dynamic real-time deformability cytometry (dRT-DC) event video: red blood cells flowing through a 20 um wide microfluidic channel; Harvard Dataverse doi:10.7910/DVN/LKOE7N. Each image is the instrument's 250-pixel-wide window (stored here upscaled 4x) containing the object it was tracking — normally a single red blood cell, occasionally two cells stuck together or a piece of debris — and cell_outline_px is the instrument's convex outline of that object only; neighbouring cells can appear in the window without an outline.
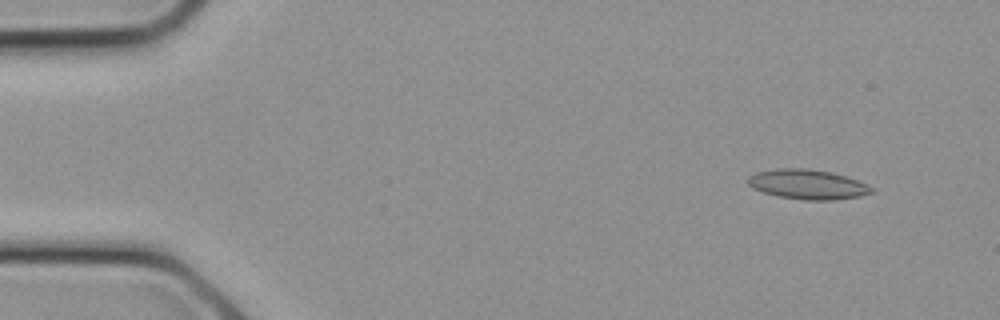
{"species": "common noctule bat (a hibernating species)", "species_latin": "Nyctalus noctula", "temperature_condition": "cold", "stored_images_in_passage": 7, "camera_frame_rate_fps": 3000, "um_per_image_px": 0.085, "animal": {"sex": "female", "body_mass_g": 21.9}, "frame": {"image": 1, "passage_image": 2, "time_ms": 0.333, "image_size_px": [1000, 320], "cell_outline_px": [[876, 192], [860, 196], [832, 200], [804, 200], [776, 196], [752, 188], [748, 184], [748, 176], [756, 172], [776, 168], [808, 168], [832, 172], [856, 180], [876, 188]], "centroid_in_image_um": [68.66, 15.67], "position_along_channel_um": 16.3, "area_um2": 21.62}}
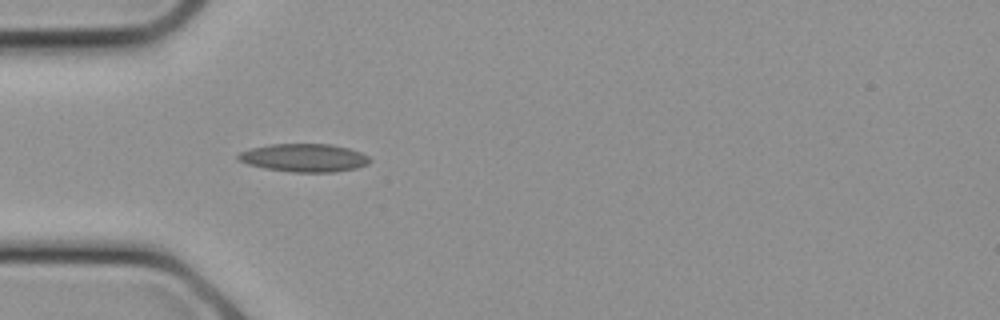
{"frame": {"image": 2, "passage_image": 7, "time_ms": 2.0, "image_size_px": [1000, 320], "cell_outline_px": [[372, 160], [368, 164], [356, 168], [332, 172], [292, 172], [264, 168], [248, 164], [240, 160], [236, 156], [240, 152], [252, 148], [268, 144], [332, 144], [348, 148], [360, 152], [368, 156]], "centroid_in_image_um": [25.87, 13.41], "position_along_channel_um": 59.1, "area_um2": 21.5}}